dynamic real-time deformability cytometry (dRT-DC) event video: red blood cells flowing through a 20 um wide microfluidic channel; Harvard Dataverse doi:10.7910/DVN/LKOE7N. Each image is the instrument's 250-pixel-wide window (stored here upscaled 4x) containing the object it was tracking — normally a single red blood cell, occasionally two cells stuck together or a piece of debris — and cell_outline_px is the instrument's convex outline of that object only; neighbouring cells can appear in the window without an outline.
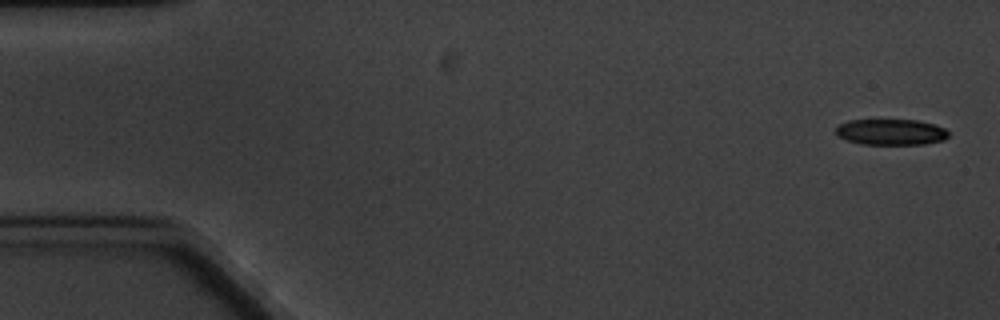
{"species": "common noctule bat (a hibernating species)", "species_latin": "Nyctalus noctula", "temperature_condition": "cold", "stored_images_in_passage": 9, "camera_frame_rate_fps": 3000, "um_per_image_px": 0.085, "animal": {"sex": "male", "body_mass_g": 20.1, "forearm_length_mm": 53.5}, "frame": {"image": 1, "passage_image": 1, "time_ms": 0.0, "image_size_px": [1000, 320], "cell_outline_px": [[948, 136], [944, 140], [924, 144], [860, 144], [836, 136], [836, 124], [848, 120], [916, 120], [936, 124], [944, 128], [948, 132]], "centroid_in_image_um": [75.7, 11.21], "position_along_channel_um": 9.3, "area_um2": 17.17}}
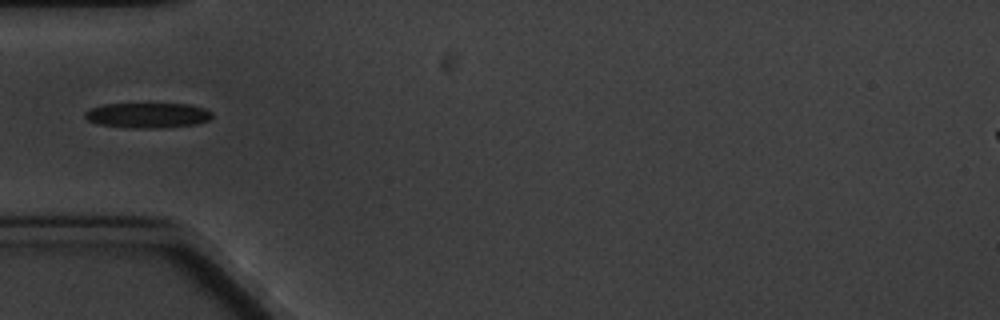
{"frame": {"image": 2, "passage_image": 6, "time_ms": 5.667, "image_size_px": [1000, 320], "cell_outline_px": [[212, 116], [208, 120], [196, 124], [156, 128], [128, 128], [96, 124], [88, 120], [84, 116], [84, 112], [88, 108], [100, 104], [188, 104], [204, 108], [212, 112]], "centroid_in_image_um": [12.48, 9.8], "position_along_channel_um": 72.5, "area_um2": 18.79}}